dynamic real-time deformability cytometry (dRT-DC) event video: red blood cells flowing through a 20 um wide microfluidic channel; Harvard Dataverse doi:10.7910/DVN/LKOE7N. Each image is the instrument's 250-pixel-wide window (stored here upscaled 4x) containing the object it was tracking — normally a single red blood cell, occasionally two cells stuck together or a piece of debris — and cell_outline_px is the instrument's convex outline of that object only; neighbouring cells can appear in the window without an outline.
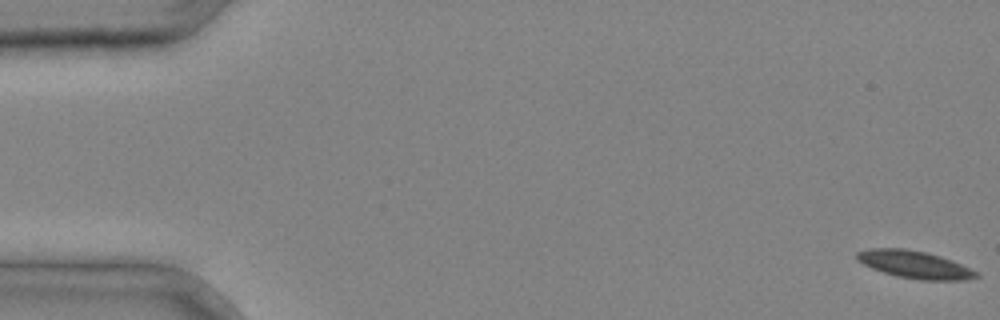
{"species": "common noctule bat (a hibernating species)", "species_latin": "Nyctalus noctula", "temperature_condition": "cold", "stored_images_in_passage": 3, "camera_frame_rate_fps": 3000, "um_per_image_px": 0.085, "animal": {"sex": "male", "body_mass_g": 20.4}, "frame": {"image": 1, "passage_image": 1, "time_ms": 0.0, "image_size_px": [1000, 320], "cell_outline_px": [[980, 276], [968, 280], [920, 280], [896, 276], [872, 268], [856, 260], [856, 252], [868, 248], [904, 248], [924, 252], [940, 256], [952, 260], [980, 272]], "centroid_in_image_um": [77.77, 22.49], "position_along_channel_um": 7.2, "area_um2": 19.25}}
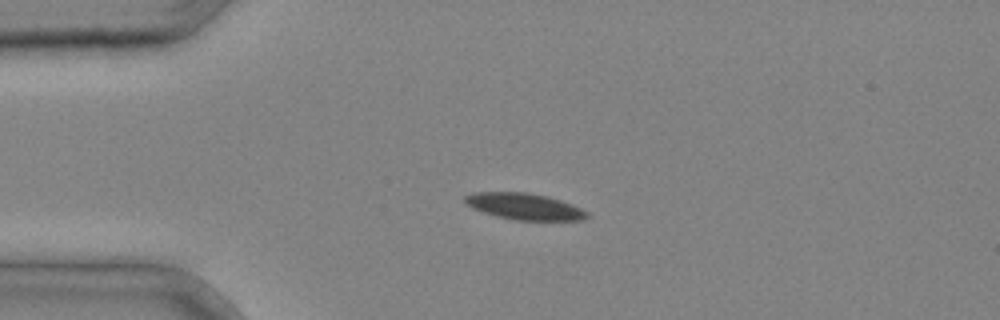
{"frame": {"image": 2, "passage_image": 3, "time_ms": 0.667, "image_size_px": [1000, 320], "cell_outline_px": [[592, 216], [584, 220], [516, 220], [496, 216], [472, 208], [464, 204], [464, 196], [472, 192], [528, 192], [548, 196], [572, 204], [588, 212]], "centroid_in_image_um": [44.58, 17.54], "position_along_channel_um": 40.4, "area_um2": 19.02}}